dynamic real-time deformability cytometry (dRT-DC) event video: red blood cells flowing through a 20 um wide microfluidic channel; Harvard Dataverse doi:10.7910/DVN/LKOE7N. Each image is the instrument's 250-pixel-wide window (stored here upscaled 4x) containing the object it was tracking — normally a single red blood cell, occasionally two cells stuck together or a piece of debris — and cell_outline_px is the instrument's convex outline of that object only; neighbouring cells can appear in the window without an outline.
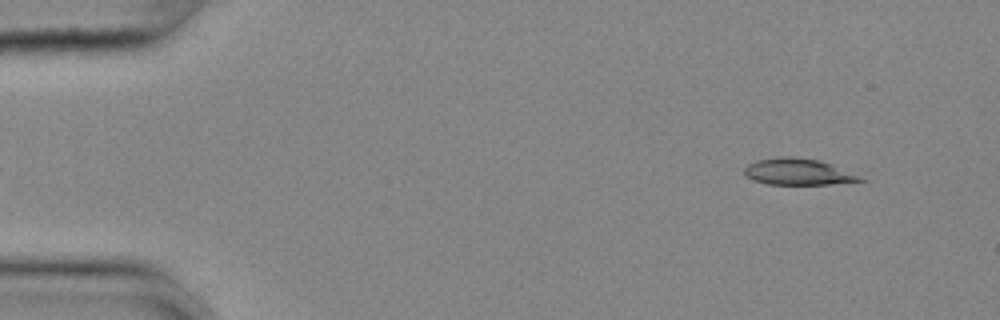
{"species": "common noctule bat (a hibernating species)", "species_latin": "Nyctalus noctula", "temperature_condition": "cold", "stored_images_in_passage": 53, "camera_frame_rate_fps": 3000, "um_per_image_px": 0.085, "animal": {"sex": "female", "body_mass_g": 25.1}, "frame": {"image": 1, "passage_image": 3, "time_ms": 0.667, "image_size_px": [1000, 320], "cell_outline_px": [[868, 180], [832, 184], [768, 184], [752, 180], [744, 176], [744, 168], [748, 164], [756, 160], [780, 156], [792, 156], [820, 160], [832, 164]], "centroid_in_image_um": [67.79, 14.59], "position_along_channel_um": 17.2, "area_um2": 17.92}}
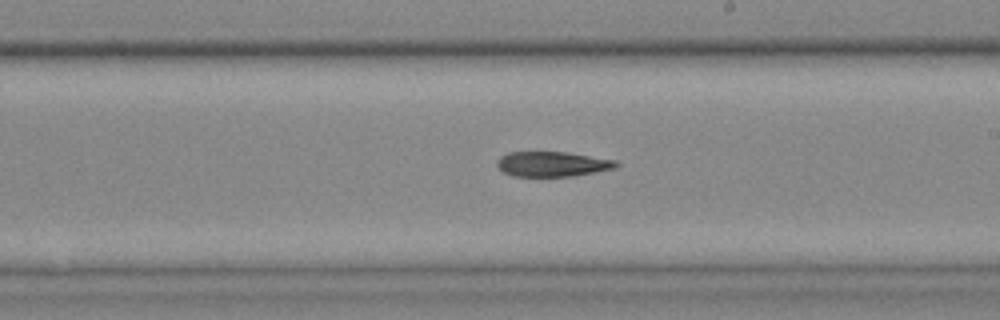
{"frame": {"image": 2, "passage_image": 30, "time_ms": 9.667, "image_size_px": [1000, 320], "cell_outline_px": [[620, 164], [616, 168], [572, 176], [512, 176], [504, 172], [496, 164], [496, 160], [500, 156], [508, 152], [568, 152], [616, 160]], "centroid_in_image_um": [46.95, 13.94], "position_along_channel_um": 242.0, "area_um2": 17.4}}
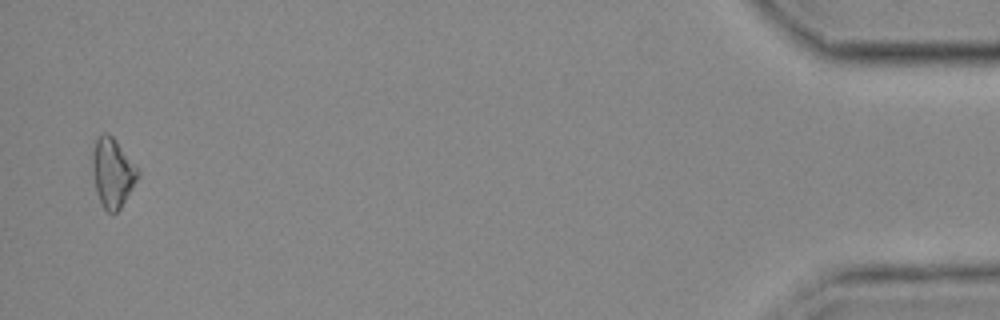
{"frame": {"image": 3, "passage_image": 52, "time_ms": 17.0, "image_size_px": [1000, 320], "cell_outline_px": [[140, 176], [120, 208], [116, 212], [108, 212], [104, 208], [96, 192], [92, 168], [92, 152], [96, 140], [104, 132], [108, 132], [116, 140], [140, 172]], "centroid_in_image_um": [9.56, 14.67], "position_along_channel_um": 425.6, "area_um2": 18.09}, "authors_computed_cell_mechanics": {"area_um2": 18.1492, "velocity_mm_per_s": 3.6593, "shape_relaxation_time_tau1_ms": 6.3897, "shape_relaxation_time_tau2_ms": null, "deformation_change_tau1": 0.127, "deformation_change_tau2": null}}